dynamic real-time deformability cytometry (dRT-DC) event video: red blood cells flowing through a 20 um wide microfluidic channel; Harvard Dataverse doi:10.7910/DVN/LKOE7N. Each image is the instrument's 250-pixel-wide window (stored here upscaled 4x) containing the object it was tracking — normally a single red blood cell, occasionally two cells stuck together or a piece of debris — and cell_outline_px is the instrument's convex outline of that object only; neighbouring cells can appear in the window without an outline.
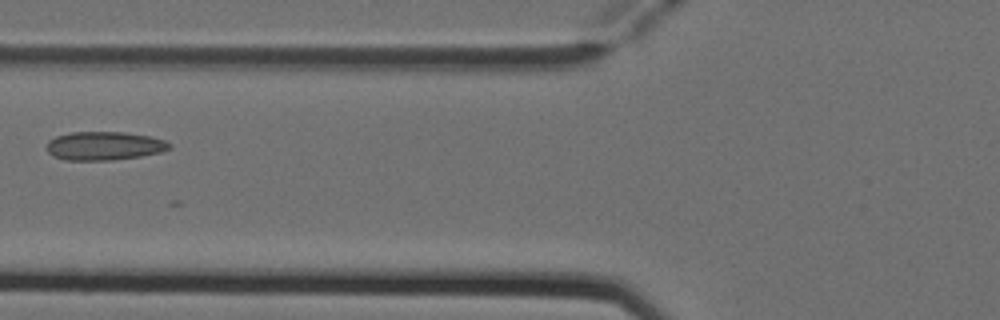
{"species": "Egyptian fruit bat (a non-hibernating species)", "species_latin": "Rousettus aegyptiacus", "temperature_condition": "cold", "stored_images_in_passage": 7, "camera_frame_rate_fps": 3000, "um_per_image_px": 0.085, "animal": {"sex": "female"}, "frame": {"image": 1, "passage_image": 6, "time_ms": 1.667, "image_size_px": [1000, 320], "cell_outline_px": [[172, 148], [160, 152], [140, 156], [112, 160], [64, 160], [52, 156], [48, 152], [48, 140], [56, 136], [72, 132], [124, 132], [148, 136], [164, 140], [172, 144]], "centroid_in_image_um": [8.86, 12.4], "position_along_channel_um": 116.9, "area_um2": 20.4}}